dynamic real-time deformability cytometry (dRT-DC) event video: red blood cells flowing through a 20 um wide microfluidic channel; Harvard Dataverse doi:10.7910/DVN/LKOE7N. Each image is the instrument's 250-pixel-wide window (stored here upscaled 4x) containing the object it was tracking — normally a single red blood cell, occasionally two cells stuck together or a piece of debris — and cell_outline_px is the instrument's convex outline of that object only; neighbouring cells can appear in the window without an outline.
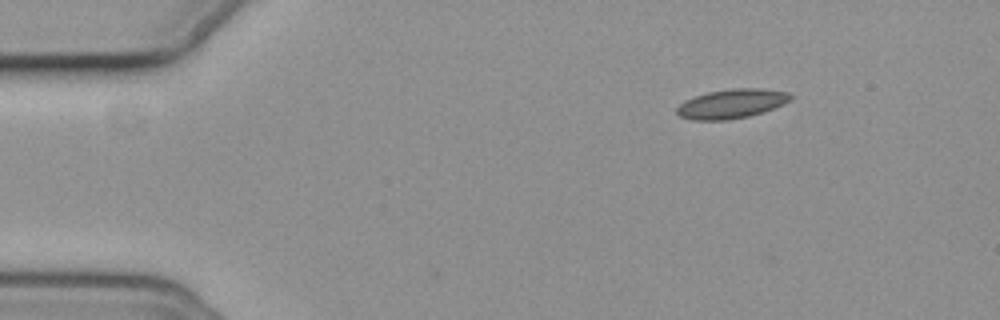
{"species": "common noctule bat (a hibernating species)", "species_latin": "Nyctalus noctula", "temperature_condition": "cold", "stored_images_in_passage": 50, "camera_frame_rate_fps": 3000, "um_per_image_px": 0.085, "animal": {"sex": "female", "body_mass_g": 19.3, "forearm_length_mm": 54.1}, "frame": {"image": 1, "passage_image": 1, "time_ms": 0.0, "image_size_px": [1000, 320], "cell_outline_px": [[792, 96], [784, 104], [764, 112], [748, 116], [728, 120], [692, 120], [680, 116], [676, 112], [676, 108], [684, 100], [708, 92], [732, 88], [760, 88], [788, 92]], "centroid_in_image_um": [62.17, 8.82], "position_along_channel_um": 22.8, "area_um2": 19.36}}
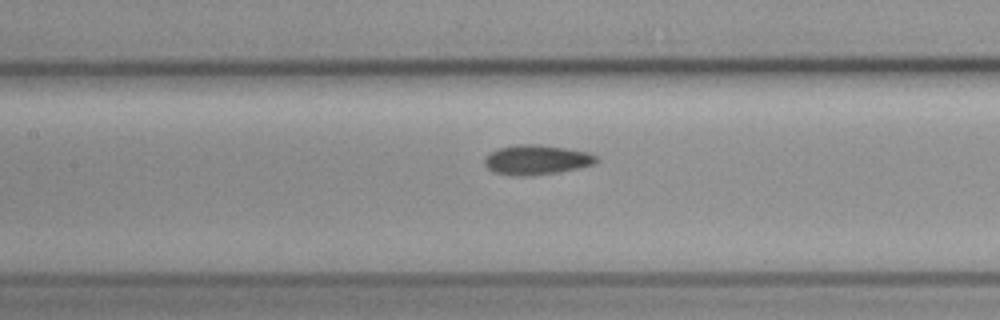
{"frame": {"image": 2, "passage_image": 19, "time_ms": 6.0, "image_size_px": [1000, 320], "cell_outline_px": [[600, 160], [596, 164], [556, 172], [524, 176], [512, 176], [492, 172], [484, 164], [484, 160], [496, 148], [516, 144], [540, 144], [568, 148], [588, 152], [596, 156]], "centroid_in_image_um": [45.61, 13.57], "position_along_channel_um": 161.8, "area_um2": 19.48}}
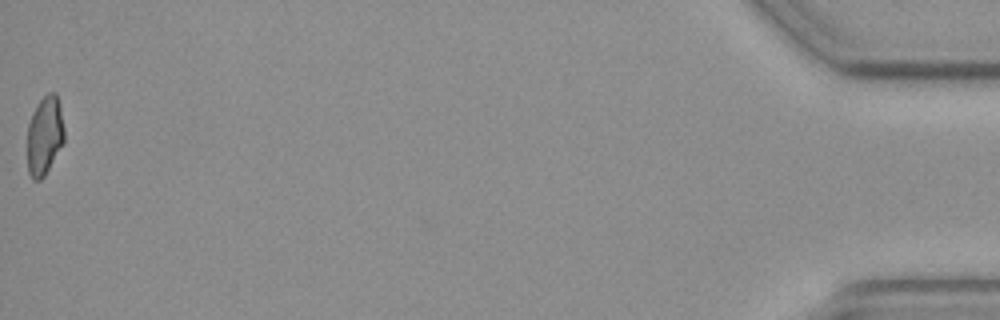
{"frame": {"image": 3, "passage_image": 50, "time_ms": 16.333, "image_size_px": [1000, 320], "cell_outline_px": [[64, 144], [44, 176], [40, 180], [32, 180], [28, 172], [28, 124], [32, 112], [40, 100], [48, 92], [56, 92], [60, 108], [64, 128]], "centroid_in_image_um": [3.8, 11.53], "position_along_channel_um": 431.4, "area_um2": 17.05}, "authors_computed_cell_mechanics": {"area_um2": 18.3804, "velocity_mm_per_s": 3.6464, "shape_relaxation_time_tau1_ms": null, "shape_relaxation_time_tau2_ms": 7.5044, "deformation_change_tau1": null, "deformation_change_tau2": 0.1127}}